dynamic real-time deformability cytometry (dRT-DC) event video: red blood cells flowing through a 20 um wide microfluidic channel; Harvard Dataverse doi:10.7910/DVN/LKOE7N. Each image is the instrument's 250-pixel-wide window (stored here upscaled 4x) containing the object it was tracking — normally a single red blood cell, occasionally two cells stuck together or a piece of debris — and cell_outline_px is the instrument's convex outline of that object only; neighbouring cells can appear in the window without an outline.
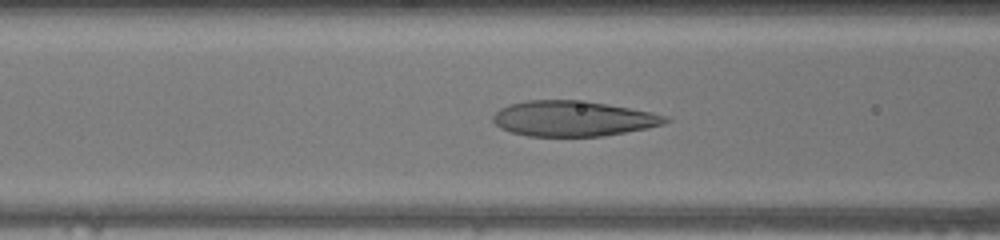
{"species": "human", "species_latin": "Homo sapiens", "temperature_condition": "warm", "stored_images_in_passage": 46, "camera_frame_rate_fps": 3000, "um_per_image_px": 0.085, "donor": {"sex": "female"}, "frame": {"image": 1, "passage_image": 16, "time_ms": 5.0, "image_size_px": [1000, 240], "cell_outline_px": [[672, 120], [664, 124], [648, 128], [604, 136], [528, 136], [512, 132], [500, 128], [492, 120], [492, 116], [500, 108], [508, 104], [524, 100], [576, 100], [608, 104], [652, 112], [668, 116]], "centroid_in_image_um": [48.72, 10.08], "position_along_channel_um": 117.9, "area_um2": 35.72}}
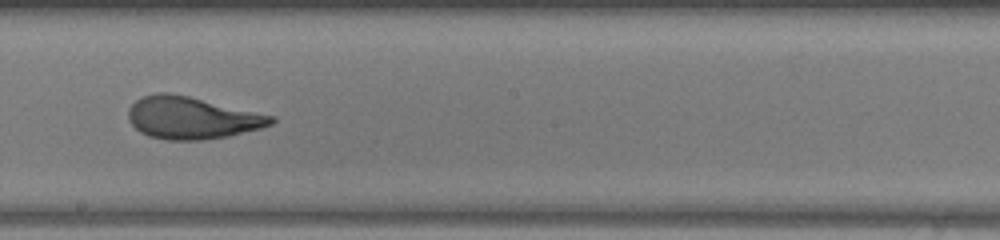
{"frame": {"image": 2, "passage_image": 24, "time_ms": 7.667, "image_size_px": [1000, 240], "cell_outline_px": [[276, 120], [272, 124], [260, 128], [228, 136], [204, 140], [168, 140], [148, 136], [140, 132], [128, 120], [128, 108], [140, 96], [156, 92], [168, 92], [188, 96], [276, 116]], "centroid_in_image_um": [16.28, 10.01], "position_along_channel_um": 231.9, "area_um2": 35.26}}
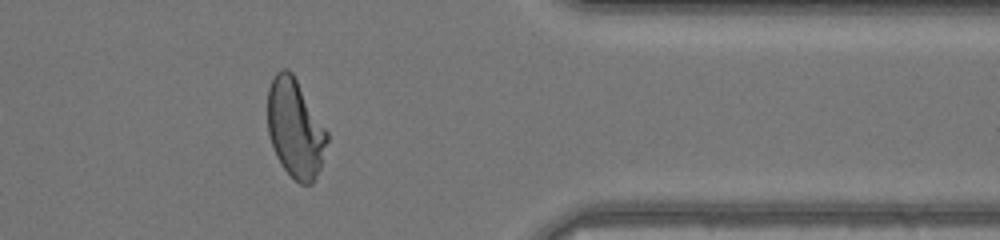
{"frame": {"image": 3, "passage_image": 36, "time_ms": 11.667, "image_size_px": [1000, 240], "cell_outline_px": [[328, 140], [320, 168], [312, 184], [300, 184], [284, 168], [276, 156], [268, 132], [268, 88], [276, 72], [280, 68], [288, 68], [292, 72], [328, 132]], "centroid_in_image_um": [25.09, 10.9], "position_along_channel_um": 386.3, "area_um2": 33.93}, "authors_computed_cell_mechanics": {"area_um2": 35.4892, "velocity_mm_per_s": 4.3015, "shape_relaxation_time_tau1_ms": null, "shape_relaxation_time_tau2_ms": 0.8576, "deformation_change_tau1": null, "deformation_change_tau2": 0.0716}}